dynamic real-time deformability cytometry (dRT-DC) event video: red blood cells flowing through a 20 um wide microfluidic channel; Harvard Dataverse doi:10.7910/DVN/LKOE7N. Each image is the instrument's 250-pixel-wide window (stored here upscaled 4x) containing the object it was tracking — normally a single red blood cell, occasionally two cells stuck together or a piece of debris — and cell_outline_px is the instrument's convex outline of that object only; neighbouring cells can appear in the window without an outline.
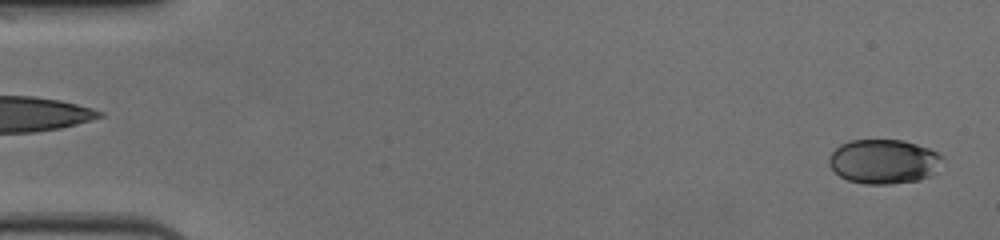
{"species": "human", "species_latin": "Homo sapiens", "temperature_condition": "cold", "stored_images_in_passage": 57, "camera_frame_rate_fps": 3000, "um_per_image_px": 0.085, "donor": {"sex": "female"}, "frame": {"image": 1, "passage_image": 2, "time_ms": 0.333, "image_size_px": [1000, 240], "cell_outline_px": [[944, 160], [932, 176], [916, 180], [888, 184], [864, 184], [848, 180], [840, 176], [828, 164], [828, 156], [840, 144], [848, 140], [904, 140], [928, 148], [936, 152]], "centroid_in_image_um": [75.1, 13.72], "position_along_channel_um": 9.9, "area_um2": 29.42}}
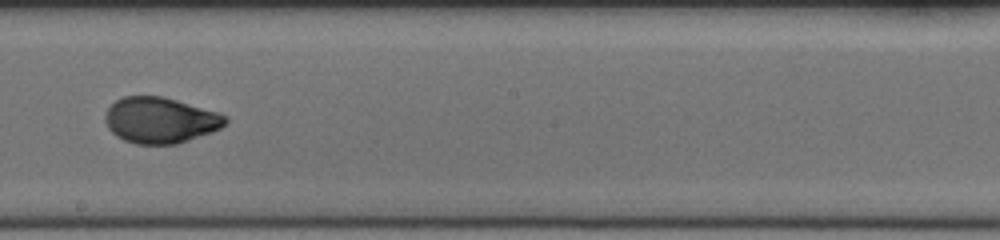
{"frame": {"image": 2, "passage_image": 33, "time_ms": 10.667, "image_size_px": [1000, 240], "cell_outline_px": [[228, 120], [220, 128], [212, 132], [176, 144], [136, 144], [124, 140], [116, 136], [108, 128], [104, 120], [104, 116], [108, 108], [116, 100], [124, 96], [164, 96], [220, 112], [228, 116]], "centroid_in_image_um": [13.63, 10.21], "position_along_channel_um": 234.6, "area_um2": 32.37}}
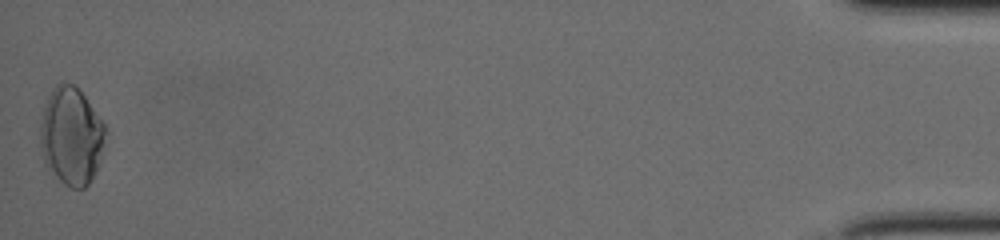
{"frame": {"image": 3, "passage_image": 57, "time_ms": 18.667, "image_size_px": [1000, 240], "cell_outline_px": [[108, 132], [104, 152], [88, 184], [84, 188], [72, 188], [64, 184], [44, 164], [40, 144], [40, 124], [44, 108], [48, 96], [52, 88], [56, 84], [72, 84], [84, 96], [104, 124]], "centroid_in_image_um": [6.07, 11.59], "position_along_channel_um": 429.1, "area_um2": 36.99}, "authors_computed_cell_mechanics": {"area_um2": 31.79, "velocity_mm_per_s": 3.6449, "shape_relaxation_time_tau1_ms": 5.1792, "shape_relaxation_time_tau2_ms": null, "deformation_change_tau1": 0.1606, "deformation_change_tau2": null}}